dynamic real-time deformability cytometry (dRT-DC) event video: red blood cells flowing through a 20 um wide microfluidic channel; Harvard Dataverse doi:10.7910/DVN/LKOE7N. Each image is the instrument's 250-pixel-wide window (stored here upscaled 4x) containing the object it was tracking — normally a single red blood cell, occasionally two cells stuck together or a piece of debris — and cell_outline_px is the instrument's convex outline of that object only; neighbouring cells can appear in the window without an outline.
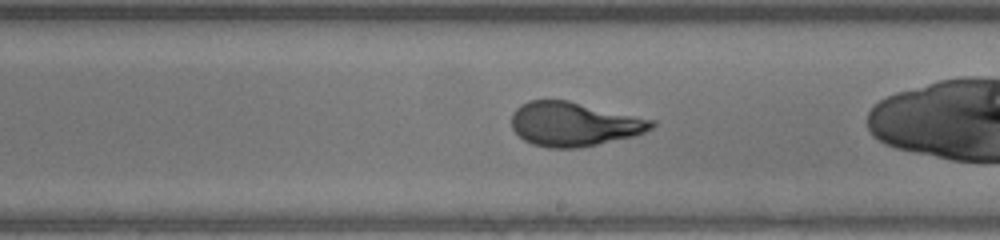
{"species": "human", "species_latin": "Homo sapiens", "temperature_condition": "warm", "stored_images_in_passage": 43, "camera_frame_rate_fps": 3000, "um_per_image_px": 0.085, "donor": {"sex": "male"}, "frame": {"image": 1, "passage_image": 23, "time_ms": 7.333, "image_size_px": [1000, 240], "cell_outline_px": [[656, 124], [652, 128], [644, 132], [632, 136], [596, 144], [576, 148], [548, 148], [532, 144], [524, 140], [512, 128], [512, 112], [520, 104], [528, 100], [568, 100], [656, 120]], "centroid_in_image_um": [48.77, 10.53], "position_along_channel_um": 240.2, "area_um2": 35.95}}
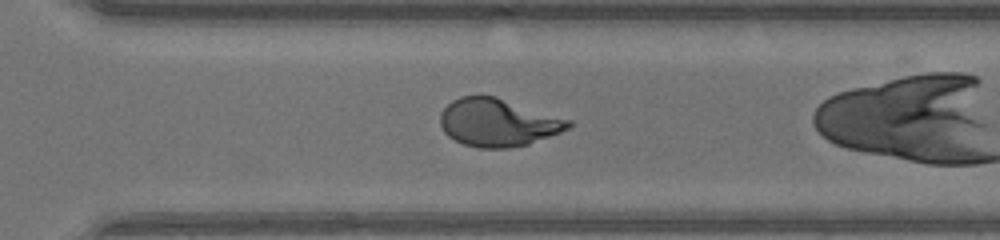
{"frame": {"image": 2, "passage_image": 29, "time_ms": 9.333, "image_size_px": [1000, 240], "cell_outline_px": [[572, 124], [568, 128], [560, 132], [528, 144], [508, 148], [480, 148], [464, 144], [448, 136], [444, 132], [440, 124], [440, 112], [452, 100], [460, 96], [496, 96], [572, 120]], "centroid_in_image_um": [42.31, 10.41], "position_along_channel_um": 328.3, "area_um2": 35.6}, "authors_computed_cell_mechanics": {"area_um2": 37.1076, "velocity_mm_per_s": 4.4174, "shape_relaxation_time_tau1_ms": 6.9003, "shape_relaxation_time_tau2_ms": null, "deformation_change_tau1": 0.319, "deformation_change_tau2": null}}